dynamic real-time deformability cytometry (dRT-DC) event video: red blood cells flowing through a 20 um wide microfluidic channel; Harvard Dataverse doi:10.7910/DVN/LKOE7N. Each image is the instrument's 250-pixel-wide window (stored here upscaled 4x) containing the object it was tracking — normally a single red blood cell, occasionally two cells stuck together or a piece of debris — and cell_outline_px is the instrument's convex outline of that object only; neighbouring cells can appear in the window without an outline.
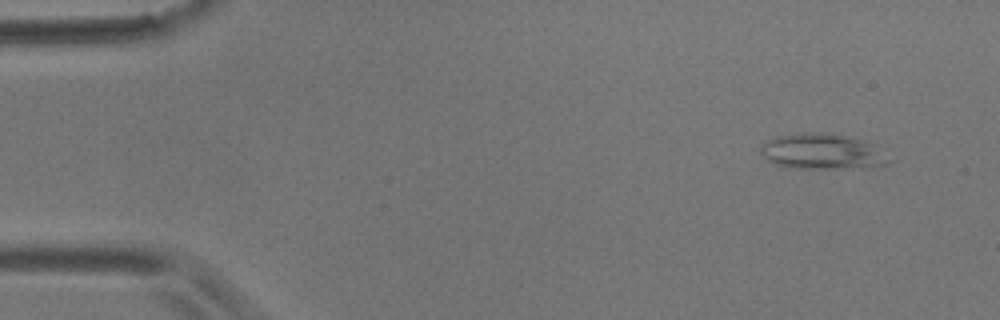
{"species": "common noctule bat (a hibernating species)", "species_latin": "Nyctalus noctula", "temperature_condition": "room temperature", "stored_images_in_passage": 5, "camera_frame_rate_fps": 3000, "um_per_image_px": 0.085, "animal": {"sex": "male", "body_mass_g": 17.9}, "frame": {"image": 1, "passage_image": 1, "time_ms": 0.0, "image_size_px": [1000, 320], "cell_outline_px": [[892, 160], [888, 164], [860, 168], [796, 168], [776, 164], [768, 160], [760, 152], [760, 144], [764, 140], [776, 136], [804, 132], [828, 132], [860, 140], [872, 144]], "centroid_in_image_um": [69.84, 12.87], "position_along_channel_um": 15.2, "area_um2": 26.53}}
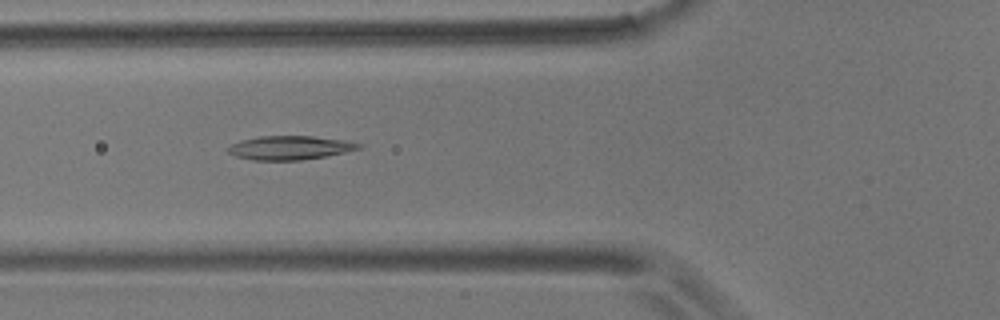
{"frame": {"image": 2, "passage_image": 5, "time_ms": 5.333, "image_size_px": [1000, 320], "cell_outline_px": [[360, 148], [344, 152], [324, 156], [300, 160], [252, 160], [236, 156], [228, 152], [224, 148], [240, 140], [260, 136], [312, 136], [344, 140], [360, 144]], "centroid_in_image_um": [24.56, 12.55], "position_along_channel_um": 101.2, "area_um2": 17.98}}